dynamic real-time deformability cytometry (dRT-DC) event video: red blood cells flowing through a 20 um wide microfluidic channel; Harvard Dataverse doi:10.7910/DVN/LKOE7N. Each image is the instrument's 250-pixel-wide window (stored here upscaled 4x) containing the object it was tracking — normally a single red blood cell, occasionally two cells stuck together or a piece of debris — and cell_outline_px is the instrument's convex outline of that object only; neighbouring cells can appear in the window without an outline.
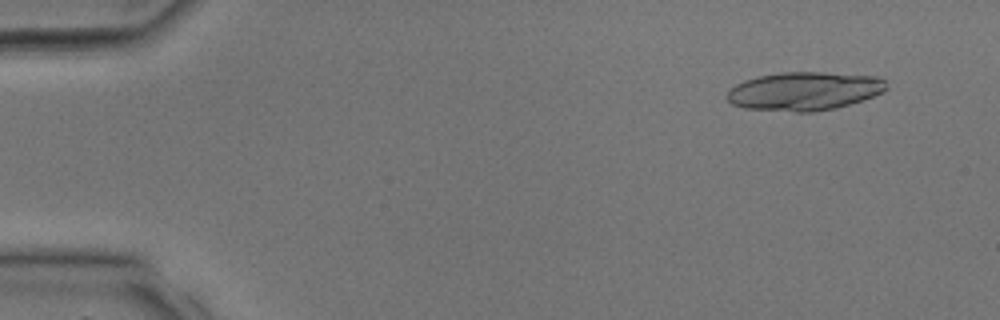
{"species": "common noctule bat (a hibernating species)", "species_latin": "Nyctalus noctula", "temperature_condition": "room temperature", "stored_images_in_passage": 9, "camera_frame_rate_fps": 3000, "um_per_image_px": 0.085, "animal": {"sex": "male", "body_mass_g": 17.9, "forearm_length_mm": 54.2}, "frame": {"image": 1, "passage_image": 3, "time_ms": 0.667, "image_size_px": [1000, 320], "cell_outline_px": [[888, 88], [872, 96], [836, 108], [816, 112], [796, 112], [744, 108], [732, 104], [724, 96], [728, 88], [744, 80], [760, 76], [780, 72], [820, 72], [876, 76], [884, 80]], "centroid_in_image_um": [68.29, 7.75], "position_along_channel_um": 16.7, "area_um2": 35.78}}